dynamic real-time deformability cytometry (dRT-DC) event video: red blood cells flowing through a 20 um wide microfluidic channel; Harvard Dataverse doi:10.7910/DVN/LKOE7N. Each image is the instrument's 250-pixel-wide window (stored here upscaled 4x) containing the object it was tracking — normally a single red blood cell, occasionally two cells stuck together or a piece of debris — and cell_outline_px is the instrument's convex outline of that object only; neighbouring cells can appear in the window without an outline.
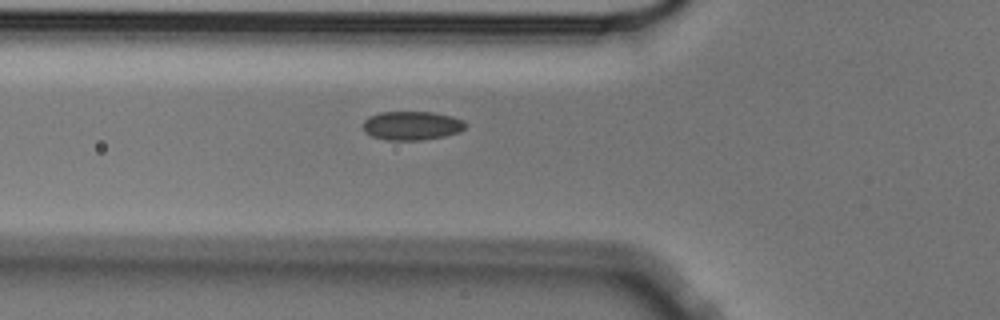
{"species": "Egyptian fruit bat (a non-hibernating species)", "species_latin": "Rousettus aegyptiacus", "temperature_condition": "cold", "stored_images_in_passage": 6, "camera_frame_rate_fps": 3000, "um_per_image_px": 0.085, "animal": {"sex": "male"}, "frame": {"image": 1, "passage_image": 6, "time_ms": 1.667, "image_size_px": [1000, 320], "cell_outline_px": [[468, 124], [460, 132], [444, 136], [420, 140], [384, 140], [372, 136], [364, 132], [364, 120], [368, 116], [380, 112], [432, 112], [452, 116], [464, 120]], "centroid_in_image_um": [35.01, 10.67], "position_along_channel_um": 90.8, "area_um2": 17.34}}